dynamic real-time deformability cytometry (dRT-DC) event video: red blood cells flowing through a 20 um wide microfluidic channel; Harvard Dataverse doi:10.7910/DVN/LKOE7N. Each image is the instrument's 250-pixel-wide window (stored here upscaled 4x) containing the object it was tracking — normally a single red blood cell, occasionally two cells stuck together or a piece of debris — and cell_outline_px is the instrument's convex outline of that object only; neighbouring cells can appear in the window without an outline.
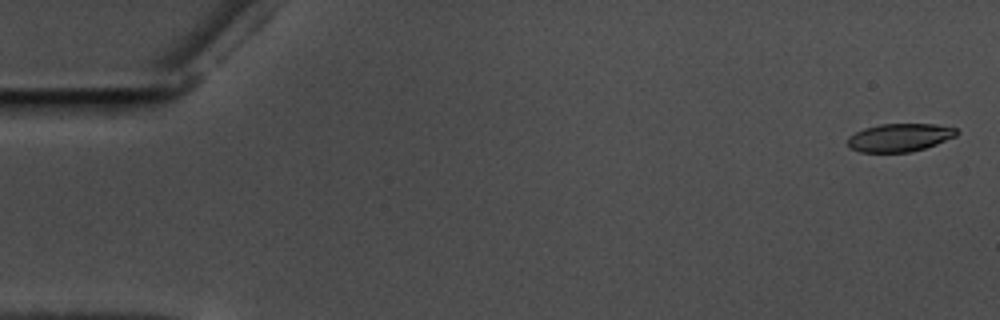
{"species": "common noctule bat (a hibernating species)", "species_latin": "Nyctalus noctula", "temperature_condition": "warm", "stored_images_in_passage": 58, "camera_frame_rate_fps": 3000, "um_per_image_px": 0.085, "animal": {"sex": "male", "body_mass_g": 17.5, "forearm_length_mm": 52.3}, "frame": {"image": 1, "passage_image": 2, "time_ms": 0.333, "image_size_px": [1000, 320], "cell_outline_px": [[960, 132], [956, 136], [936, 144], [912, 152], [860, 152], [848, 148], [848, 136], [864, 128], [880, 124], [936, 124], [956, 128]], "centroid_in_image_um": [76.46, 11.69], "position_along_channel_um": 8.5, "area_um2": 17.92}}
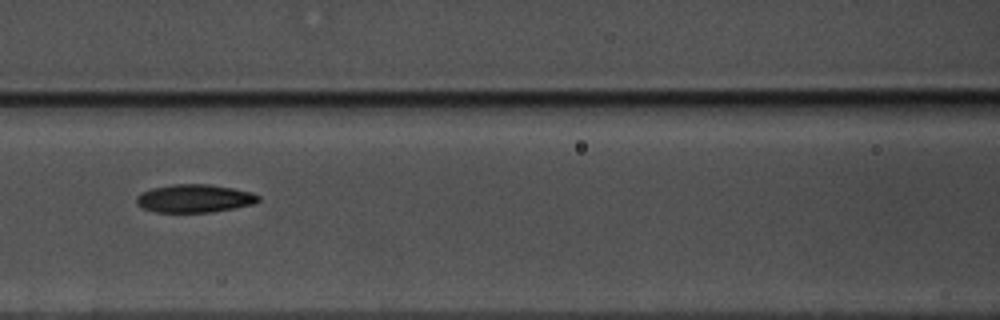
{"frame": {"image": 2, "passage_image": 26, "time_ms": 8.333, "image_size_px": [1000, 320], "cell_outline_px": [[260, 200], [256, 204], [212, 212], [156, 212], [144, 208], [136, 204], [136, 196], [140, 192], [152, 188], [172, 184], [208, 184], [232, 188], [252, 192], [260, 196]], "centroid_in_image_um": [16.54, 16.86], "position_along_channel_um": 150.1, "area_um2": 20.11}}
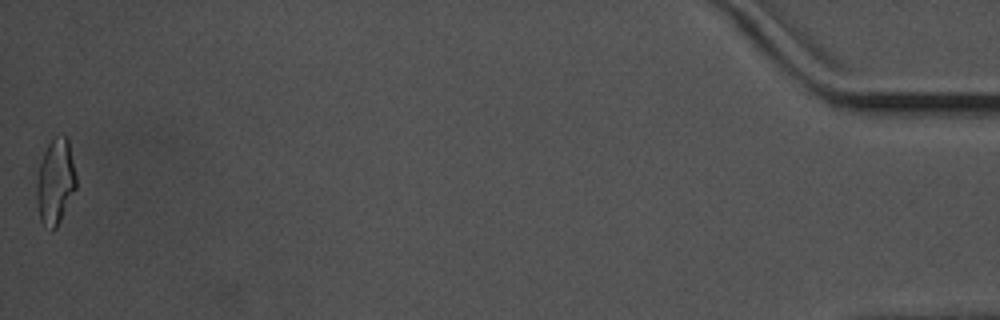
{"frame": {"image": 3, "passage_image": 58, "time_ms": 19.0, "image_size_px": [1000, 320], "cell_outline_px": [[76, 188], [56, 228], [52, 228], [40, 220], [36, 200], [36, 172], [44, 152], [48, 144], [56, 136], [68, 136], [76, 176]], "centroid_in_image_um": [4.69, 15.39], "position_along_channel_um": 430.5, "area_um2": 19.59}, "authors_computed_cell_mechanics": {"area_um2": 19.652, "velocity_mm_per_s": 3.5593, "shape_relaxation_time_tau1_ms": 4.4405, "shape_relaxation_time_tau2_ms": 3.4314, "deformation_change_tau1": 0.1622, "deformation_change_tau2": 0.1089}}